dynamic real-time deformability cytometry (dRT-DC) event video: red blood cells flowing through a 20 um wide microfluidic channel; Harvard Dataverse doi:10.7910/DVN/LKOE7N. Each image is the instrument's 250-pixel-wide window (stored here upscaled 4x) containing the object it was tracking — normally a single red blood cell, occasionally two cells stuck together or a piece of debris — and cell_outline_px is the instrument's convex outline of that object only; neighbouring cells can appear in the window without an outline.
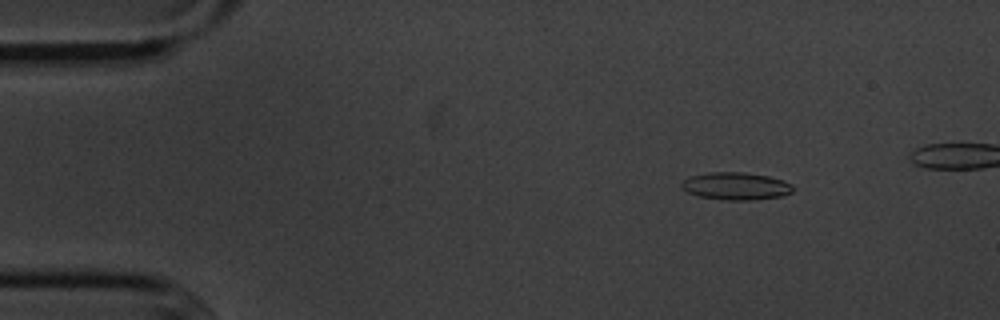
{"species": "common noctule bat (a hibernating species)", "species_latin": "Nyctalus noctula", "temperature_condition": "cold", "stored_images_in_passage": 49, "segment_of_instrument_passage": [1, 2], "camera_frame_rate_fps": 3000, "um_per_image_px": 0.085, "animal": {"sex": "male", "body_mass_g": 20.1, "forearm_length_mm": 53.5}, "frame": {"image": 1, "passage_image": 6, "time_ms": 1.667, "image_size_px": [1000, 320], "cell_outline_px": [[792, 192], [784, 196], [752, 200], [720, 200], [700, 196], [688, 192], [680, 184], [688, 176], [708, 172], [744, 172], [768, 176], [784, 180], [792, 184]], "centroid_in_image_um": [62.56, 15.81], "position_along_channel_um": 22.4, "area_um2": 17.98}}
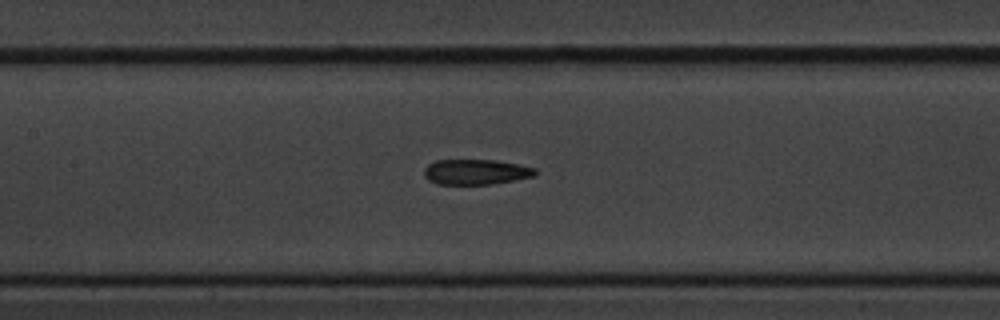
{"frame": {"image": 2, "passage_image": 24, "time_ms": 7.667, "image_size_px": [1000, 320], "cell_outline_px": [[536, 176], [492, 184], [436, 184], [428, 180], [424, 176], [424, 168], [428, 164], [436, 160], [496, 160], [536, 168]], "centroid_in_image_um": [40.43, 14.61], "position_along_channel_um": 167.0, "area_um2": 16.42}}
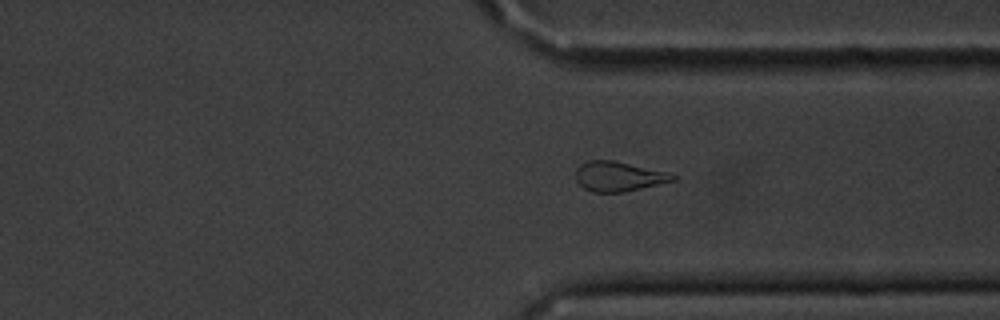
{"frame": {"image": 3, "passage_image": 40, "time_ms": 13.0, "image_size_px": [1000, 320], "cell_outline_px": [[676, 180], [624, 192], [592, 192], [584, 188], [576, 180], [576, 168], [580, 164], [588, 160], [612, 160], [668, 172], [676, 176]], "centroid_in_image_um": [52.56, 14.99], "position_along_channel_um": 358.8, "area_um2": 16.76}}